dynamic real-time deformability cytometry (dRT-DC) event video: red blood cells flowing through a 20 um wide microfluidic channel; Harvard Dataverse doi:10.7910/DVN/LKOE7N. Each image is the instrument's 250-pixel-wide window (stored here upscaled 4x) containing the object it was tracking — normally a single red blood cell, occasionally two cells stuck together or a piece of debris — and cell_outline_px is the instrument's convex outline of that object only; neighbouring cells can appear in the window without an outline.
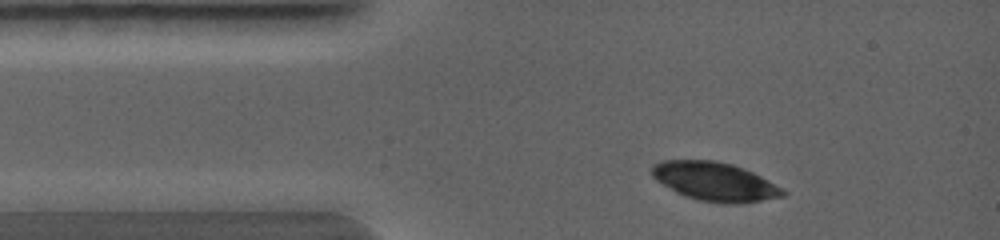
{"species": "common noctule bat (a hibernating species)", "species_latin": "Nyctalus noctula", "temperature_condition": "warm", "stored_images_in_passage": 1, "camera_frame_rate_fps": 5000, "um_per_image_px": 0.085, "animal": {"sex": "female", "body_mass_g": 19.0, "forearm_length_mm": 56.7}, "frame": {"image": 1, "passage_image": 1, "time_ms": 0.0, "image_size_px": [1000, 240], "cell_outline_px": [[788, 192], [784, 196], [736, 204], [720, 204], [700, 200], [684, 196], [676, 192], [656, 180], [652, 176], [652, 164], [660, 160], [716, 160], [732, 164], [744, 168], [784, 188]], "centroid_in_image_um": [60.76, 15.43], "position_along_channel_um": 24.2, "area_um2": 29.71}}